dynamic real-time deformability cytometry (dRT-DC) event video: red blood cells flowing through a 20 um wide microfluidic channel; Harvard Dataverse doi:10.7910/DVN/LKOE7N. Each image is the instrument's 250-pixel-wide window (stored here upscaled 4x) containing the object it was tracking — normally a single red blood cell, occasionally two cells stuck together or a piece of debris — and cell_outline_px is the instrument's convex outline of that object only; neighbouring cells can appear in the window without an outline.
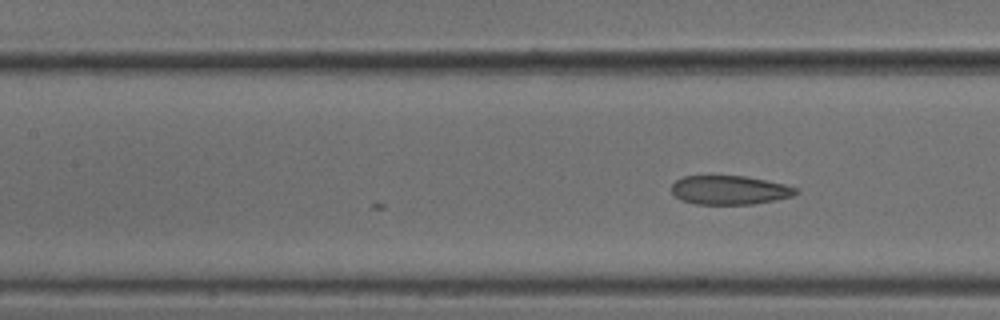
{"species": "common noctule bat (a hibernating species)", "species_latin": "Nyctalus noctula", "temperature_condition": "cold", "stored_images_in_passage": 23, "camera_frame_rate_fps": 3000, "um_per_image_px": 0.085, "animal": {"sex": "male", "body_mass_g": 18.8}, "frame": {"image": 1, "passage_image": 23, "time_ms": 7.333, "image_size_px": [1000, 320], "cell_outline_px": [[800, 192], [792, 196], [776, 200], [752, 204], [696, 204], [680, 200], [672, 192], [672, 184], [676, 180], [684, 176], [744, 176], [784, 184], [796, 188]], "centroid_in_image_um": [62.01, 16.16], "position_along_channel_um": 145.4, "area_um2": 20.87}}